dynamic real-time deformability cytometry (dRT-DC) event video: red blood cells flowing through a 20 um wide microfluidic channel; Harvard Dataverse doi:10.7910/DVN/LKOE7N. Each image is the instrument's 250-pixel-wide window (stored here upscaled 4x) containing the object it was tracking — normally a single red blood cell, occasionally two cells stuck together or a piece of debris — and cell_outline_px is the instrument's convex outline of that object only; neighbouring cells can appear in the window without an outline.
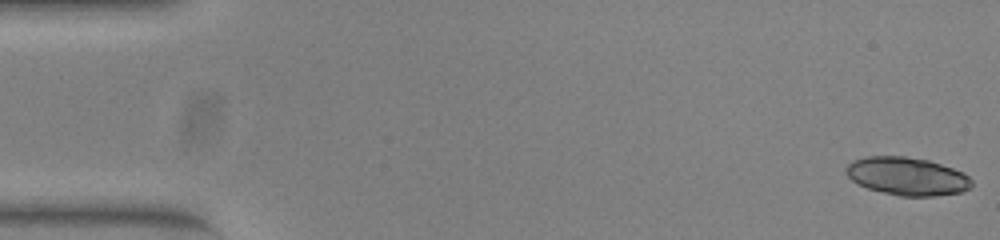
{"species": "common noctule bat (a hibernating species)", "species_latin": "Nyctalus noctula", "temperature_condition": "warm", "stored_images_in_passage": 53, "segment_of_instrument_passage": [1, 2], "camera_frame_rate_fps": 3000, "um_per_image_px": 0.085, "animal": {"sex": "female", "body_mass_g": 23.0, "forearm_length_mm": 53.4}, "frame": {"image": 1, "passage_image": 1, "time_ms": 0.0, "image_size_px": [1000, 240], "cell_outline_px": [[972, 188], [960, 192], [936, 196], [900, 196], [868, 188], [852, 180], [848, 176], [844, 168], [852, 160], [864, 156], [904, 156], [928, 160], [964, 172], [972, 180]], "centroid_in_image_um": [77.11, 14.97], "position_along_channel_um": 7.9, "area_um2": 27.86}}
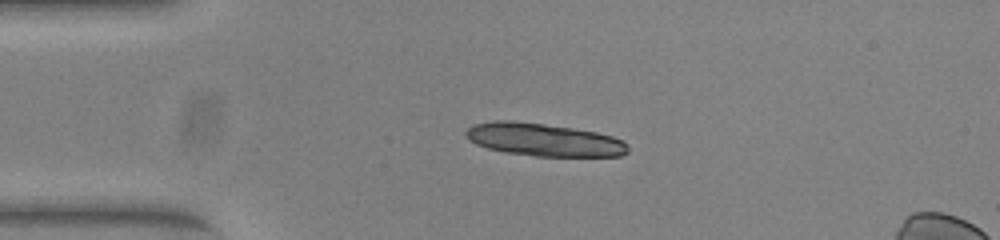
{"frame": {"image": 2, "passage_image": 12, "time_ms": 3.667, "image_size_px": [1000, 240], "cell_outline_px": [[628, 152], [620, 156], [536, 156], [508, 152], [488, 148], [476, 144], [468, 140], [464, 132], [472, 124], [496, 120], [512, 120], [544, 124], [572, 128], [596, 132], [612, 136], [624, 140], [628, 144]], "centroid_in_image_um": [46.22, 11.87], "position_along_channel_um": 38.8, "area_um2": 30.98}}